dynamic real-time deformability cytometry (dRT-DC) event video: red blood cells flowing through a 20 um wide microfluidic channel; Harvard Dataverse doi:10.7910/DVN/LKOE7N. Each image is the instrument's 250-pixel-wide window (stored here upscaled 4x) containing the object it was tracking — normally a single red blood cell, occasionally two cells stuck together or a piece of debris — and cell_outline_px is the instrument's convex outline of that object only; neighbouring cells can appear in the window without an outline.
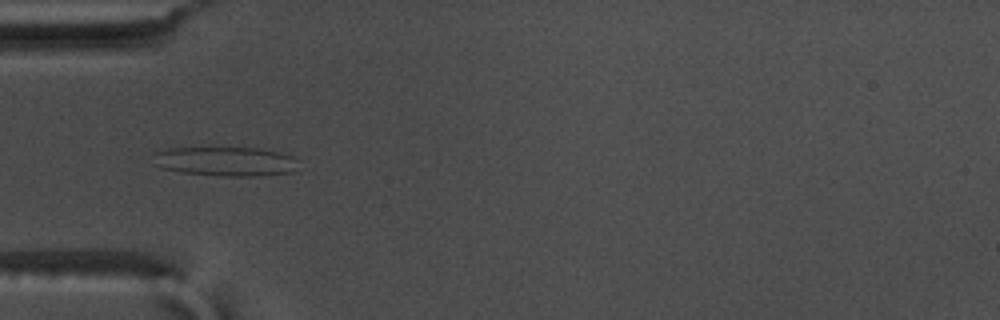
{"species": "common noctule bat (a hibernating species)", "species_latin": "Nyctalus noctula", "temperature_condition": "warm", "stored_images_in_passage": 56, "camera_frame_rate_fps": 3000, "um_per_image_px": 0.085, "animal": {"sex": "male", "body_mass_g": 17.5, "forearm_length_mm": 52.3}, "frame": {"image": 1, "passage_image": 18, "time_ms": 5.667, "image_size_px": [1000, 320], "cell_outline_px": [[296, 160], [292, 172], [260, 176], [220, 176], [180, 172], [160, 168], [152, 164], [152, 152], [168, 148], [260, 148], [280, 152], [292, 156]], "centroid_in_image_um": [19.06, 13.72], "position_along_channel_um": 65.9, "area_um2": 25.03}}
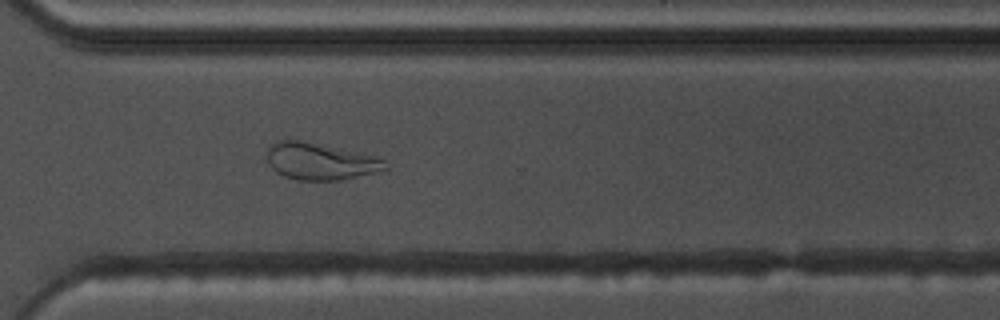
{"frame": {"image": 2, "passage_image": 41, "time_ms": 13.333, "image_size_px": [1000, 320], "cell_outline_px": [[388, 168], [376, 172], [340, 180], [296, 180], [284, 176], [276, 172], [268, 164], [264, 156], [264, 152], [276, 140], [300, 140], [376, 156], [384, 160]], "centroid_in_image_um": [27.15, 13.71], "position_along_channel_um": 343.5, "area_um2": 25.49}}
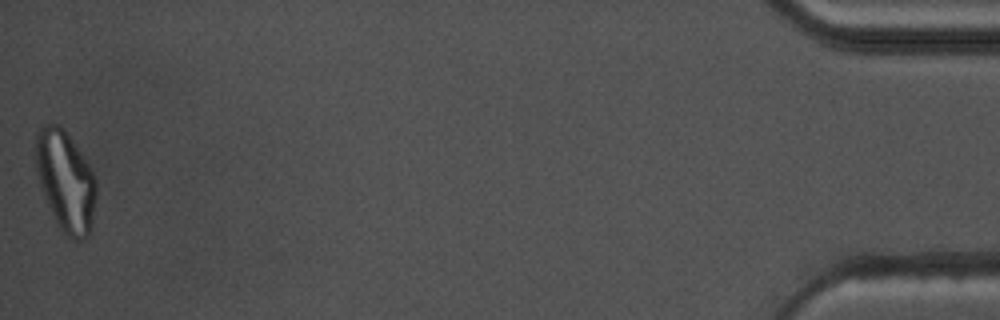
{"frame": {"image": 3, "passage_image": 56, "time_ms": 18.333, "image_size_px": [1000, 320], "cell_outline_px": [[96, 196], [92, 228], [88, 236], [84, 240], [76, 240], [68, 236], [56, 224], [40, 188], [36, 168], [36, 132], [40, 124], [60, 124], [64, 128], [88, 164], [96, 180]], "centroid_in_image_um": [5.56, 15.39], "position_along_channel_um": 429.6, "area_um2": 35.72}, "authors_computed_cell_mechanics": {"area_um2": 27.8596, "velocity_mm_per_s": 3.6326, "shape_relaxation_time_tau1_ms": null, "shape_relaxation_time_tau2_ms": 1.943, "deformation_change_tau1": null, "deformation_change_tau2": 0.1111}}